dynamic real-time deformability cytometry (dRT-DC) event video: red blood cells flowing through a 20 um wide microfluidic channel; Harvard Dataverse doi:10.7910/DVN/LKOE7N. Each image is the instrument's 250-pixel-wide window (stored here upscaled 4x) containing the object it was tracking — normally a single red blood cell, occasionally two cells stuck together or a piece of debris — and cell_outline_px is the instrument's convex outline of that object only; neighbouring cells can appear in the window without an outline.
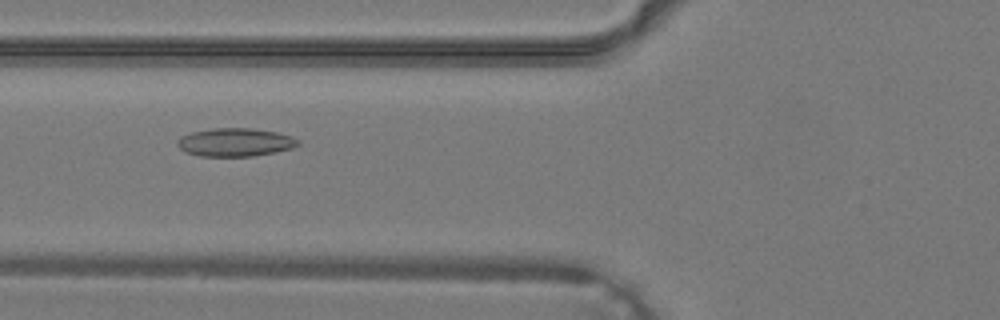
{"species": "common noctule bat (a hibernating species)", "species_latin": "Nyctalus noctula", "temperature_condition": "warm", "stored_images_in_passage": 22, "camera_frame_rate_fps": 3000, "um_per_image_px": 0.085, "animal": {"sex": "male", "body_mass_g": 19.2, "forearm_length_mm": 51.8}, "frame": {"image": 1, "passage_image": 7, "time_ms": 2.0, "image_size_px": [1000, 320], "cell_outline_px": [[300, 144], [292, 148], [276, 152], [252, 156], [200, 156], [184, 152], [176, 144], [176, 140], [180, 136], [192, 132], [212, 128], [252, 128], [280, 132], [292, 136], [300, 140]], "centroid_in_image_um": [20.0, 12.08], "position_along_channel_um": 105.8, "area_um2": 20.17}}
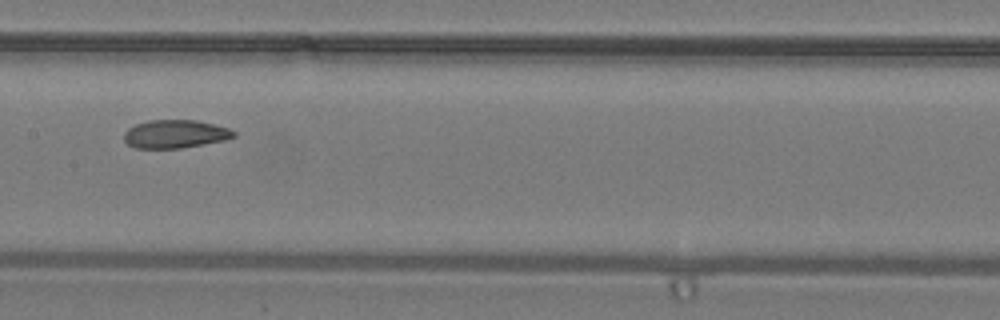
{"frame": {"image": 2, "passage_image": 12, "time_ms": 3.667, "image_size_px": [1000, 320], "cell_outline_px": [[236, 136], [224, 140], [204, 144], [180, 148], [136, 148], [128, 144], [124, 140], [124, 132], [128, 128], [136, 124], [148, 120], [196, 120], [228, 128], [236, 132]], "centroid_in_image_um": [14.87, 11.39], "position_along_channel_um": 192.5, "area_um2": 17.98}}
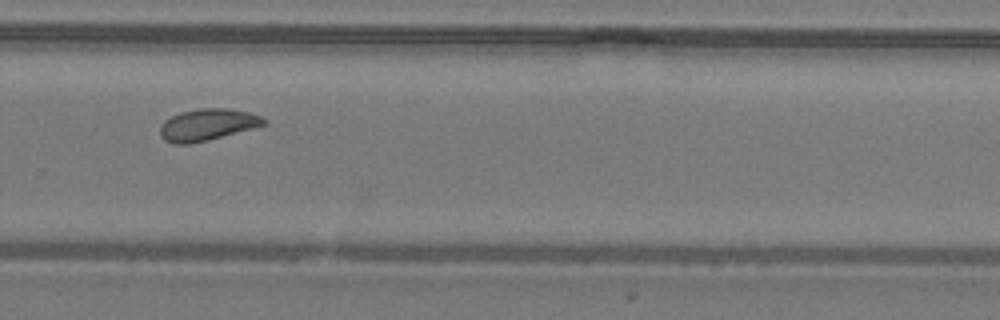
{"frame": {"image": 3, "passage_image": 19, "time_ms": 6.0, "image_size_px": [1000, 320], "cell_outline_px": [[268, 120], [264, 124], [252, 128], [208, 140], [188, 144], [176, 144], [164, 140], [160, 136], [160, 124], [164, 120], [180, 112], [200, 108], [224, 108], [248, 112], [260, 116]], "centroid_in_image_um": [17.58, 10.6], "position_along_channel_um": 312.2, "area_um2": 19.02}}